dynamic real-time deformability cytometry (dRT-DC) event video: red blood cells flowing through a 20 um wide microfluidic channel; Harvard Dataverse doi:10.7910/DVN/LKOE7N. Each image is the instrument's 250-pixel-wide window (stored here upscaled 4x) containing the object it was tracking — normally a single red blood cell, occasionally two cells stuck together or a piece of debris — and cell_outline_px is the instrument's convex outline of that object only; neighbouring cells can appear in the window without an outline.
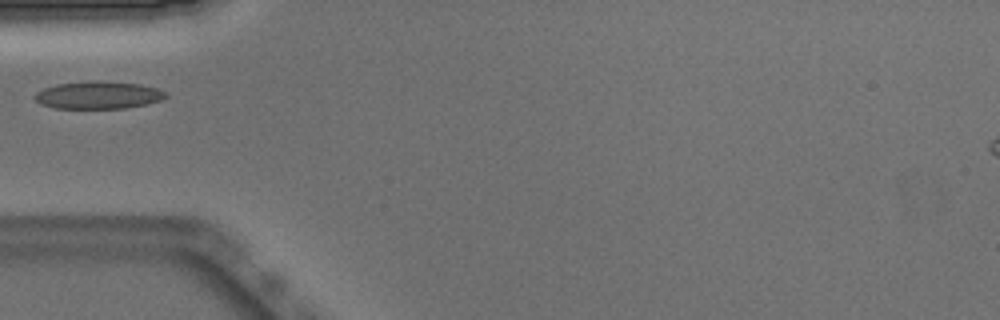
{"species": "Egyptian fruit bat (a non-hibernating species)", "species_latin": "Rousettus aegyptiacus", "temperature_condition": "warm", "stored_images_in_passage": 36, "camera_frame_rate_fps": 3000, "um_per_image_px": 0.085, "animal": {"sex": "male"}, "frame": {"image": 1, "passage_image": 1, "time_ms": 0.0, "image_size_px": [1000, 320], "cell_outline_px": [[168, 96], [160, 100], [144, 104], [124, 108], [52, 108], [40, 104], [36, 100], [36, 92], [44, 88], [56, 84], [92, 80], [96, 80], [140, 84], [156, 88], [168, 92]], "centroid_in_image_um": [8.35, 8.07], "position_along_channel_um": 76.6, "area_um2": 20.98}}
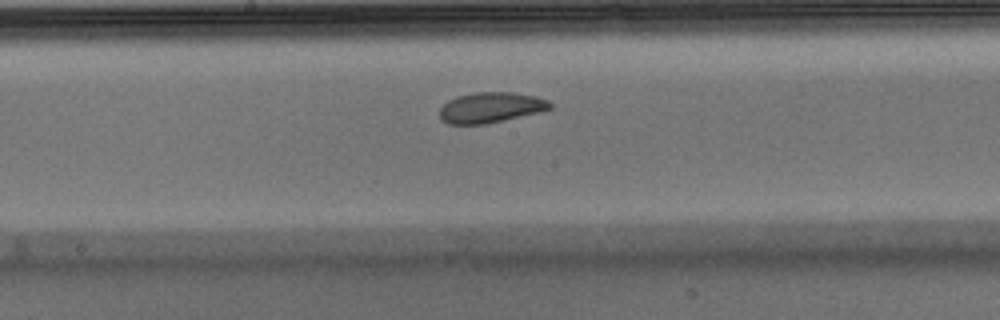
{"frame": {"image": 2, "passage_image": 11, "time_ms": 3.333, "image_size_px": [1000, 320], "cell_outline_px": [[552, 108], [540, 112], [484, 124], [448, 124], [440, 120], [440, 108], [448, 100], [456, 96], [476, 92], [512, 92], [536, 96], [548, 100], [552, 104]], "centroid_in_image_um": [41.7, 9.13], "position_along_channel_um": 206.5, "area_um2": 19.65}}
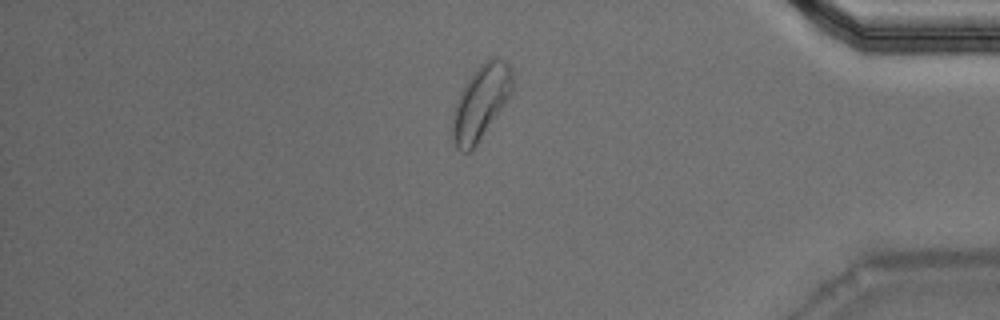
{"frame": {"image": 3, "passage_image": 28, "time_ms": 9.0, "image_size_px": [1000, 320], "cell_outline_px": [[512, 92], [508, 100], [476, 144], [468, 152], [460, 152], [456, 148], [452, 136], [452, 112], [456, 100], [460, 92], [476, 68], [484, 60], [492, 56], [496, 56], [504, 60], [512, 68]], "centroid_in_image_um": [40.86, 8.66], "position_along_channel_um": 394.3, "area_um2": 25.95}}